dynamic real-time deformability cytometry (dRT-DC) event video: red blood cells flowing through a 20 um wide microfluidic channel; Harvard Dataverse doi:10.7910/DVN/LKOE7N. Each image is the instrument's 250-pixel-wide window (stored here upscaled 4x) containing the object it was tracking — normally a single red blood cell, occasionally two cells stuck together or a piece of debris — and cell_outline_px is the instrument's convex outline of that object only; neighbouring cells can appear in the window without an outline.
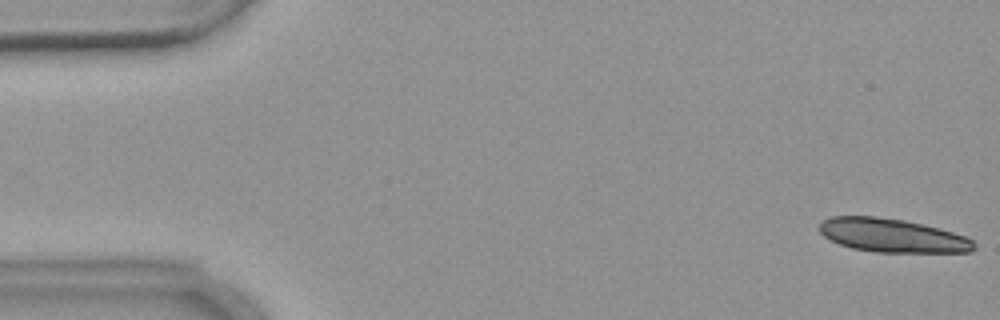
{"species": "common noctule bat (a hibernating species)", "species_latin": "Nyctalus noctula", "temperature_condition": "warm", "stored_images_in_passage": 5, "camera_frame_rate_fps": 3000, "um_per_image_px": 0.085, "animal": {"sex": "female", "body_mass_g": 18.4}, "frame": {"image": 1, "passage_image": 1, "time_ms": 0.0, "image_size_px": [1000, 320], "cell_outline_px": [[976, 248], [972, 252], [876, 252], [852, 248], [840, 244], [824, 236], [820, 232], [820, 224], [824, 220], [832, 216], [876, 216], [904, 220], [952, 232], [964, 236], [972, 240], [976, 244]], "centroid_in_image_um": [75.85, 20.02], "position_along_channel_um": 9.2, "area_um2": 30.0}}